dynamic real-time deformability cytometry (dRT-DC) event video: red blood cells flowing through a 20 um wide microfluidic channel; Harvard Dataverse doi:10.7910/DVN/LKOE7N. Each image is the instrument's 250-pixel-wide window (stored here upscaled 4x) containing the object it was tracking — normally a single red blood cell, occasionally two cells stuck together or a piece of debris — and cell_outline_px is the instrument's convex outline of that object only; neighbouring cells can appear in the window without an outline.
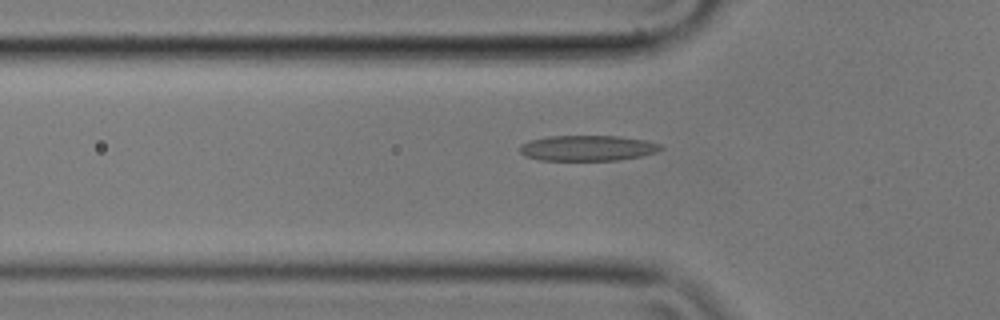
{"species": "common noctule bat (a hibernating species)", "species_latin": "Nyctalus noctula", "temperature_condition": "cold", "stored_images_in_passage": 33, "camera_frame_rate_fps": 3000, "um_per_image_px": 0.085, "animal": {"sex": "male", "body_mass_g": 17.9}, "frame": {"image": 1, "passage_image": 18, "time_ms": 5.667, "image_size_px": [1000, 320], "cell_outline_px": [[664, 148], [656, 152], [640, 156], [616, 160], [540, 160], [524, 156], [520, 152], [520, 144], [532, 140], [548, 136], [620, 136], [644, 140], [660, 144]], "centroid_in_image_um": [49.93, 12.58], "position_along_channel_um": 75.9, "area_um2": 20.87}}
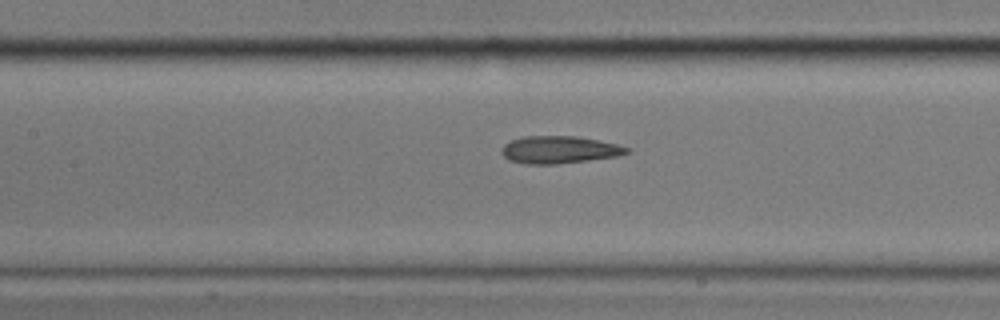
{"frame": {"image": 2, "passage_image": 25, "time_ms": 8.0, "image_size_px": [1000, 320], "cell_outline_px": [[632, 152], [620, 156], [556, 164], [524, 164], [508, 160], [500, 152], [500, 148], [504, 144], [512, 140], [524, 136], [576, 136], [616, 144], [632, 148]], "centroid_in_image_um": [47.54, 12.73], "position_along_channel_um": 159.9, "area_um2": 20.17}}
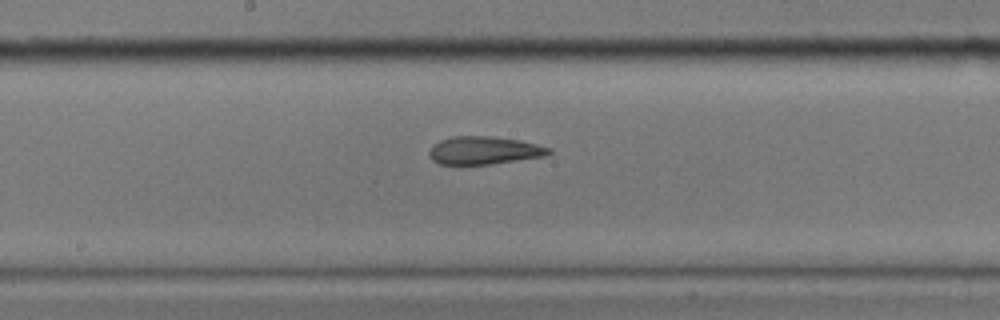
{"frame": {"image": 3, "passage_image": 29, "time_ms": 9.333, "image_size_px": [1000, 320], "cell_outline_px": [[552, 152], [548, 156], [492, 164], [440, 164], [432, 160], [428, 152], [440, 140], [452, 136], [492, 136], [520, 140], [552, 148]], "centroid_in_image_um": [41.21, 12.78], "position_along_channel_um": 207.0, "area_um2": 19.54}}